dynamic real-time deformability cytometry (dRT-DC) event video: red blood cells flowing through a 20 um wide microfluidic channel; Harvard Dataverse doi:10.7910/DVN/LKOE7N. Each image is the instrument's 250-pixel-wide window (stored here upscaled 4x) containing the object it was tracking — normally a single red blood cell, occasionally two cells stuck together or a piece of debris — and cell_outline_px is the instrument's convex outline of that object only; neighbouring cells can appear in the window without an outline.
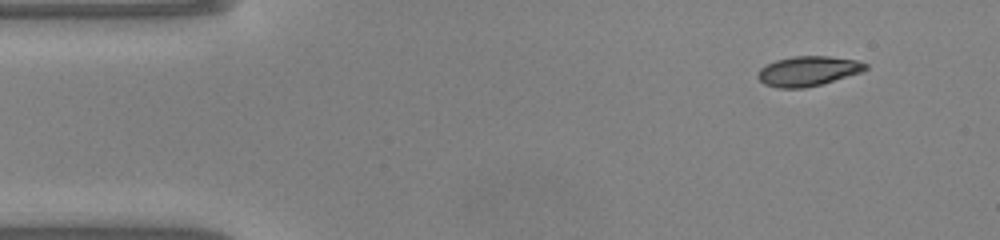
{"species": "common noctule bat (a hibernating species)", "species_latin": "Nyctalus noctula", "temperature_condition": "warm", "stored_images_in_passage": 45, "camera_frame_rate_fps": 3000, "um_per_image_px": 0.085, "animal": {"sex": "male", "body_mass_g": 20.0, "forearm_length_mm": 53.3}, "frame": {"image": 1, "passage_image": 1, "time_ms": 0.0, "image_size_px": [1000, 240], "cell_outline_px": [[868, 68], [860, 72], [820, 84], [804, 88], [776, 88], [764, 84], [756, 76], [760, 68], [776, 60], [792, 56], [828, 56], [856, 60], [868, 64]], "centroid_in_image_um": [68.65, 6.04], "position_along_channel_um": 16.4, "area_um2": 18.55}}
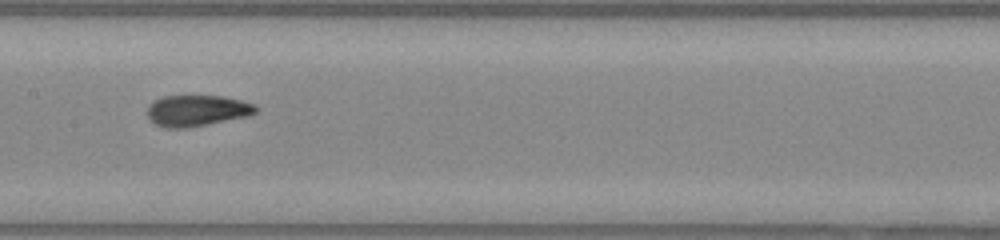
{"frame": {"image": 2, "passage_image": 20, "time_ms": 6.333, "image_size_px": [1000, 240], "cell_outline_px": [[260, 108], [256, 112], [248, 116], [208, 124], [184, 128], [164, 128], [156, 124], [148, 116], [148, 104], [164, 96], [224, 96], [256, 104]], "centroid_in_image_um": [16.78, 9.4], "position_along_channel_um": 190.6, "area_um2": 19.65}}
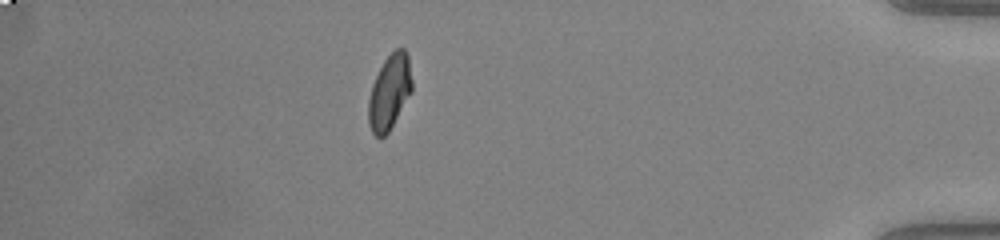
{"frame": {"image": 3, "passage_image": 39, "time_ms": 12.667, "image_size_px": [1000, 240], "cell_outline_px": [[412, 92], [388, 132], [380, 140], [372, 132], [368, 124], [368, 100], [372, 84], [384, 60], [396, 48], [404, 48], [408, 56], [412, 80]], "centroid_in_image_um": [33.1, 7.85], "position_along_channel_um": 402.1, "area_um2": 19.02}, "authors_computed_cell_mechanics": {"area_um2": 19.5364, "velocity_mm_per_s": 4.1247, "shape_relaxation_time_tau1_ms": 3.3164, "shape_relaxation_time_tau2_ms": 0.7852, "deformation_change_tau1": 0.1882, "deformation_change_tau2": 0.0635}}